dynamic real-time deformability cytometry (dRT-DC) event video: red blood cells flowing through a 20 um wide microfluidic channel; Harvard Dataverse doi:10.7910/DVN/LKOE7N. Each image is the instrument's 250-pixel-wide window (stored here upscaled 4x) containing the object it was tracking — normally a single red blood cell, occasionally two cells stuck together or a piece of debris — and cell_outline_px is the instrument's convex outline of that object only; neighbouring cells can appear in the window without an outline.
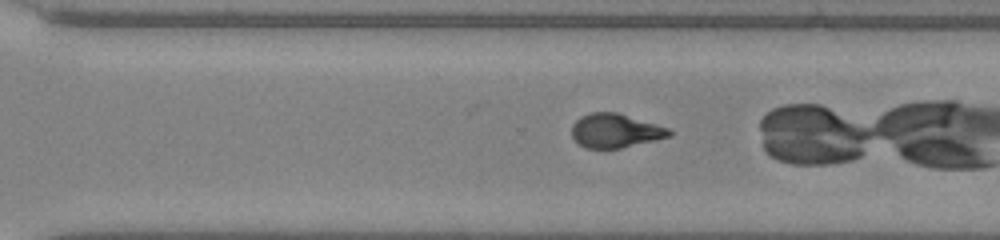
{"species": "common noctule bat (a hibernating species)", "species_latin": "Nyctalus noctula", "temperature_condition": "warm", "stored_images_in_passage": 34, "camera_frame_rate_fps": 3000, "um_per_image_px": 0.085, "animal": {"sex": "male", "body_mass_g": 20.0, "forearm_length_mm": 53.3}, "frame": {"image": 1, "passage_image": 29, "time_ms": 9.333, "image_size_px": [1000, 240], "cell_outline_px": [[672, 136], [656, 140], [620, 148], [584, 148], [572, 136], [572, 124], [580, 116], [592, 112], [616, 112], [656, 124], [668, 128], [672, 132]], "centroid_in_image_um": [52.3, 11.11], "position_along_channel_um": 318.3, "area_um2": 19.19}}